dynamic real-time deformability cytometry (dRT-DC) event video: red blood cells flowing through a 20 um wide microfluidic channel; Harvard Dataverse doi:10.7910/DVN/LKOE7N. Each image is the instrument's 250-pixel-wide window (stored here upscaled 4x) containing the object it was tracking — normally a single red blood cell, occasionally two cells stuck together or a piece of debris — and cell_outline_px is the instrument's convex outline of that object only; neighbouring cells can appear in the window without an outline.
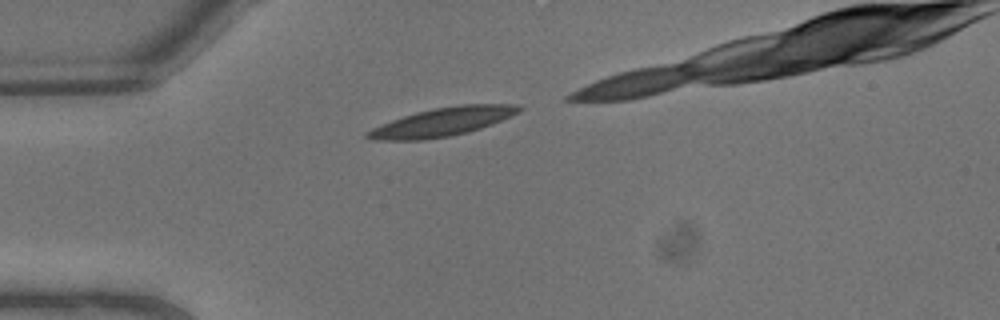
{"species": "common noctule bat (a hibernating species)", "species_latin": "Nyctalus noctula", "temperature_condition": "warm", "stored_images_in_passage": 4, "camera_frame_rate_fps": 3000, "um_per_image_px": 0.085, "animal": {"sex": "male", "body_mass_g": 13.3}, "frame": {"image": 1, "passage_image": 1, "time_ms": 0.0, "image_size_px": [1000, 320], "cell_outline_px": [[524, 108], [520, 112], [512, 116], [492, 124], [468, 132], [448, 136], [424, 140], [372, 140], [364, 136], [364, 132], [380, 124], [416, 112], [432, 108], [460, 104], [520, 104]], "centroid_in_image_um": [37.62, 10.35], "position_along_channel_um": 47.4, "area_um2": 25.37}}